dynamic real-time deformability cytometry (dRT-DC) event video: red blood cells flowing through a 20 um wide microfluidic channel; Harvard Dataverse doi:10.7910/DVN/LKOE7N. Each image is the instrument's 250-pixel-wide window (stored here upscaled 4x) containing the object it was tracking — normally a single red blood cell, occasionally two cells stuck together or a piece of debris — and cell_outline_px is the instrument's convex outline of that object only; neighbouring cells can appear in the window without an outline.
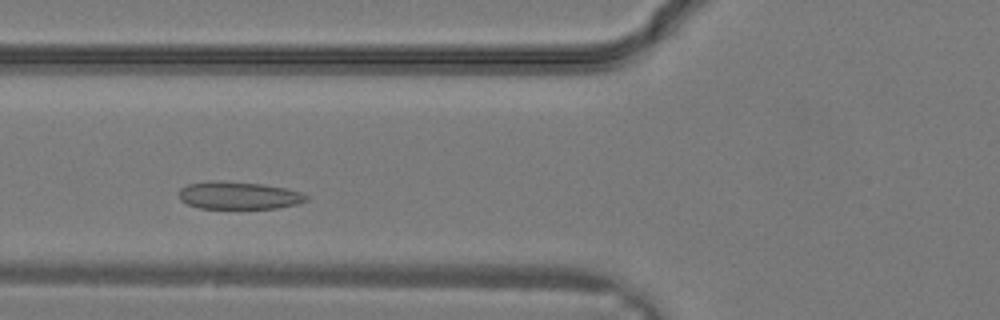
{"species": "common noctule bat (a hibernating species)", "species_latin": "Nyctalus noctula", "temperature_condition": "warm", "stored_images_in_passage": 25, "camera_frame_rate_fps": 3000, "um_per_image_px": 0.085, "animal": {"sex": "male", "body_mass_g": 19.2, "forearm_length_mm": 51.8}, "frame": {"image": 1, "passage_image": 5, "time_ms": 1.333, "image_size_px": [1000, 320], "cell_outline_px": [[308, 200], [296, 204], [276, 208], [200, 208], [188, 204], [180, 200], [180, 188], [188, 184], [212, 180], [220, 180], [264, 184], [288, 188], [300, 192], [308, 196]], "centroid_in_image_um": [20.3, 16.6], "position_along_channel_um": 105.5, "area_um2": 20.52}}
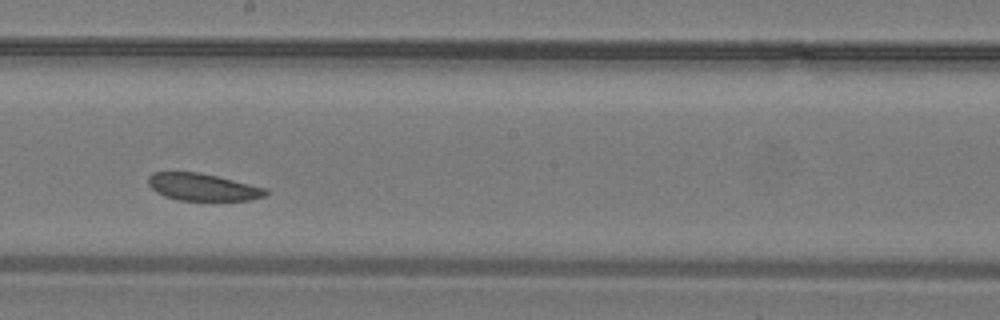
{"frame": {"image": 2, "passage_image": 11, "time_ms": 3.333, "image_size_px": [1000, 320], "cell_outline_px": [[268, 192], [264, 196], [252, 200], [180, 200], [164, 196], [156, 192], [148, 184], [148, 176], [152, 172], [200, 172], [268, 188]], "centroid_in_image_um": [17.24, 15.89], "position_along_channel_um": 231.0, "area_um2": 18.67}}
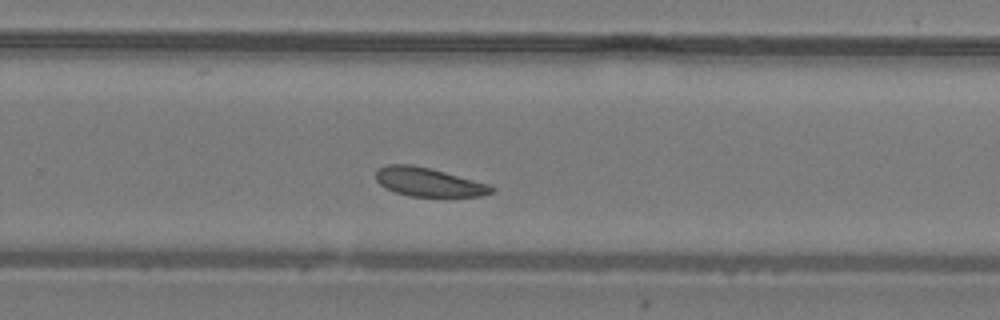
{"frame": {"image": 3, "passage_image": 14, "time_ms": 4.333, "image_size_px": [1000, 320], "cell_outline_px": [[496, 188], [492, 192], [484, 196], [408, 196], [384, 188], [376, 180], [376, 172], [380, 168], [388, 164], [412, 164], [444, 172], [488, 184]], "centroid_in_image_um": [36.41, 15.48], "position_along_channel_um": 293.4, "area_um2": 19.13}}